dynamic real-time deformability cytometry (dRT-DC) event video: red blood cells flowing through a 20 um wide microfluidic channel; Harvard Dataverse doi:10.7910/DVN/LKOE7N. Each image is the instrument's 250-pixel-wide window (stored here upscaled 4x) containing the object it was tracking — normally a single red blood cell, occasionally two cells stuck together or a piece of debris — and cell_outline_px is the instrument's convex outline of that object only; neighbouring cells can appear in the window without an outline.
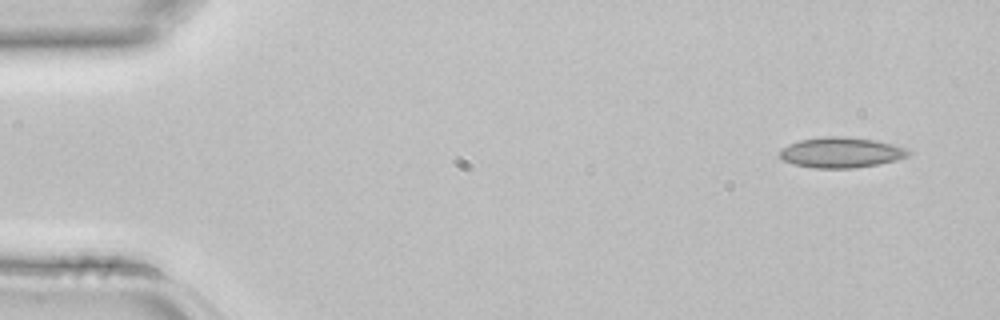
{"species": "common noctule bat (a hibernating species)", "species_latin": "Nyctalus noctula", "temperature_condition": "room temperature", "stored_images_in_passage": 4, "camera_frame_rate_fps": 3000, "um_per_image_px": 0.085, "animal": {"sex": "female", "body_mass_g": 22.7, "forearm_length_mm": 54.2}, "frame": {"image": 1, "passage_image": 1, "time_ms": 0.0, "image_size_px": [1000, 320], "cell_outline_px": [[916, 152], [908, 156], [896, 160], [880, 164], [852, 168], [812, 168], [792, 164], [784, 160], [780, 156], [780, 148], [788, 144], [800, 140], [820, 136], [840, 136], [876, 140], [892, 144]], "centroid_in_image_um": [71.5, 12.96], "position_along_channel_um": 13.5, "area_um2": 23.06}}
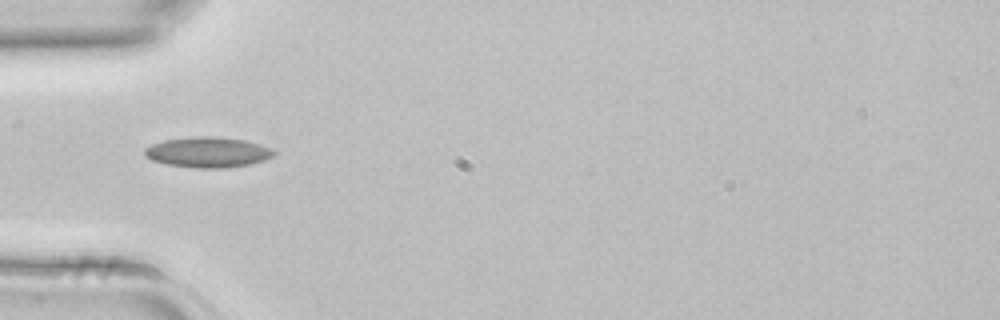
{"frame": {"image": 2, "passage_image": 4, "time_ms": 1.0, "image_size_px": [1000, 320], "cell_outline_px": [[276, 156], [252, 164], [224, 168], [196, 168], [168, 164], [152, 160], [144, 156], [144, 148], [152, 144], [164, 140], [192, 136], [212, 136], [244, 140], [260, 144], [276, 152]], "centroid_in_image_um": [17.66, 12.94], "position_along_channel_um": 67.3, "area_um2": 23.0}}